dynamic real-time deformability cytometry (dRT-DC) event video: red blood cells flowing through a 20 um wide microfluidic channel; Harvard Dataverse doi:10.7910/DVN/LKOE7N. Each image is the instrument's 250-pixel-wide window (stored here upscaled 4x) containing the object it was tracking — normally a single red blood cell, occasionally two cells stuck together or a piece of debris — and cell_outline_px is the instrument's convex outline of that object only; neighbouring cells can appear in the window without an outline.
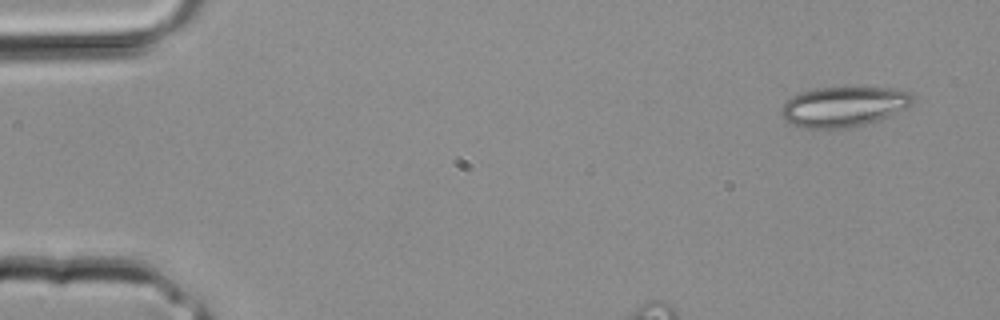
{"species": "common noctule bat (a hibernating species)", "species_latin": "Nyctalus noctula", "temperature_condition": "room temperature", "stored_images_in_passage": 3, "camera_frame_rate_fps": 3000, "um_per_image_px": 0.085, "animal": {"sex": "male", "body_mass_g": 20.4}, "frame": {"image": 1, "passage_image": 1, "time_ms": 0.0, "image_size_px": [1000, 320], "cell_outline_px": [[916, 100], [908, 108], [888, 116], [864, 124], [844, 128], [804, 128], [788, 124], [784, 120], [780, 112], [784, 100], [792, 96], [816, 88], [892, 88], [908, 92]], "centroid_in_image_um": [71.68, 9.07], "position_along_channel_um": 13.3, "area_um2": 30.69}}